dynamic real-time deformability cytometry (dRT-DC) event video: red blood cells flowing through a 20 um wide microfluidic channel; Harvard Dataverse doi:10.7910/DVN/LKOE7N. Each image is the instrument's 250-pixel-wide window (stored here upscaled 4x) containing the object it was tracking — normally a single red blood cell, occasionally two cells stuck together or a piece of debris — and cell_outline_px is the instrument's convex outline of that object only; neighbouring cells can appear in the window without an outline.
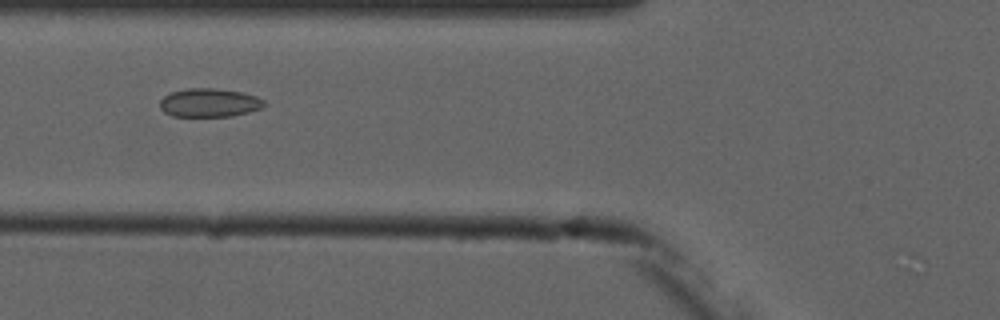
{"species": "common noctule bat (a hibernating species)", "species_latin": "Nyctalus noctula", "temperature_condition": "cold", "stored_images_in_passage": 6, "camera_frame_rate_fps": 3000, "um_per_image_px": 0.085, "animal": {"sex": "male", "forearm_length_mm": 52.5}, "frame": {"image": 1, "passage_image": 4, "time_ms": 3.333, "image_size_px": [1000, 320], "cell_outline_px": [[264, 108], [232, 116], [172, 116], [164, 112], [160, 108], [160, 100], [164, 96], [172, 92], [188, 88], [216, 88], [240, 92], [256, 96], [264, 100]], "centroid_in_image_um": [17.79, 8.73], "position_along_channel_um": 108.0, "area_um2": 17.34}}
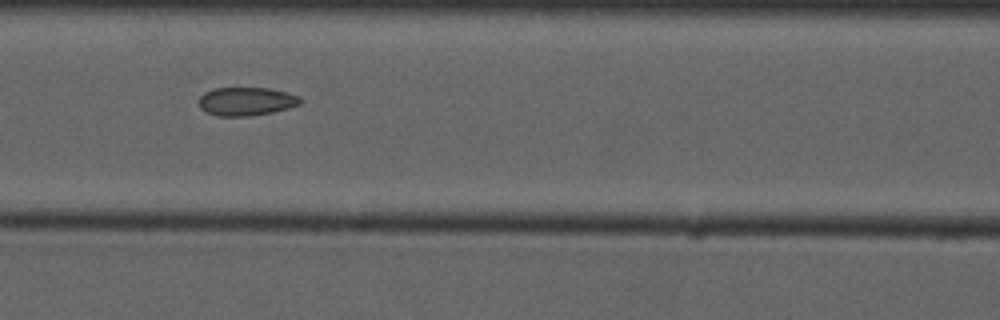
{"frame": {"image": 2, "passage_image": 5, "time_ms": 4.333, "image_size_px": [1000, 320], "cell_outline_px": [[304, 100], [300, 104], [288, 108], [272, 112], [248, 116], [216, 116], [200, 108], [200, 96], [204, 92], [216, 88], [268, 88], [288, 92], [300, 96]], "centroid_in_image_um": [20.97, 8.61], "position_along_channel_um": 145.6, "area_um2": 16.82}}
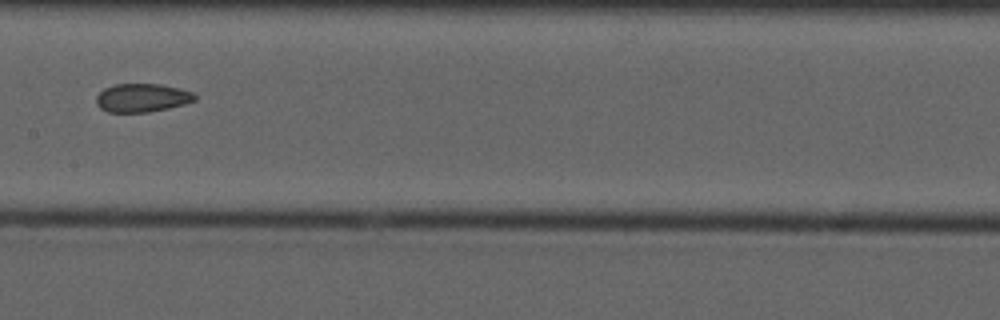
{"frame": {"image": 3, "passage_image": 6, "time_ms": 5.667, "image_size_px": [1000, 320], "cell_outline_px": [[196, 100], [184, 104], [168, 108], [148, 112], [108, 112], [100, 108], [96, 104], [96, 96], [104, 88], [116, 84], [160, 84], [192, 92], [196, 96]], "centroid_in_image_um": [12.05, 8.32], "position_along_channel_um": 195.4, "area_um2": 16.24}}